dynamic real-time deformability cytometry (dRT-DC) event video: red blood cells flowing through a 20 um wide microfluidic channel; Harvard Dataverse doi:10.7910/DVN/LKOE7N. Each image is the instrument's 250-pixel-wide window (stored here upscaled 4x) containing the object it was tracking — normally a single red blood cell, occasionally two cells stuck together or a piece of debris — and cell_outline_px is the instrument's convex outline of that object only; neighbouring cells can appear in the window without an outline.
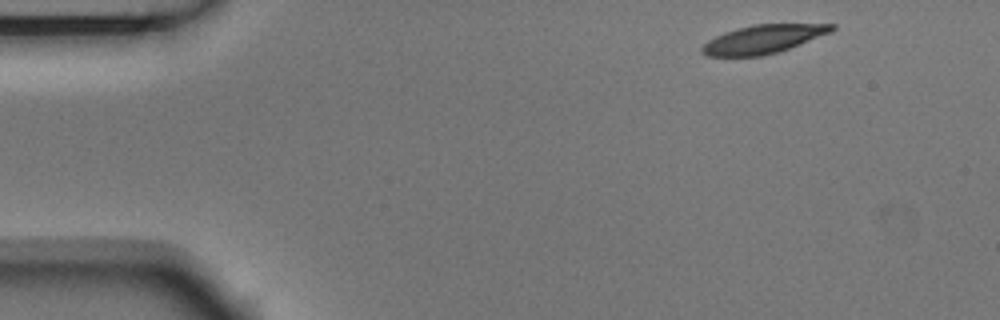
{"species": "Egyptian fruit bat (a non-hibernating species)", "species_latin": "Rousettus aegyptiacus", "temperature_condition": "room temperature", "stored_images_in_passage": 3, "camera_frame_rate_fps": 3000, "um_per_image_px": 0.085, "animal": {"sex": "male"}, "frame": {"image": 1, "passage_image": 1, "time_ms": 0.0, "image_size_px": [1000, 320], "cell_outline_px": [[836, 28], [832, 32], [788, 48], [776, 52], [760, 56], [708, 56], [700, 52], [700, 48], [708, 40], [724, 32], [736, 28], [752, 24], [836, 24]], "centroid_in_image_um": [64.85, 3.32], "position_along_channel_um": 20.2, "area_um2": 21.44}}